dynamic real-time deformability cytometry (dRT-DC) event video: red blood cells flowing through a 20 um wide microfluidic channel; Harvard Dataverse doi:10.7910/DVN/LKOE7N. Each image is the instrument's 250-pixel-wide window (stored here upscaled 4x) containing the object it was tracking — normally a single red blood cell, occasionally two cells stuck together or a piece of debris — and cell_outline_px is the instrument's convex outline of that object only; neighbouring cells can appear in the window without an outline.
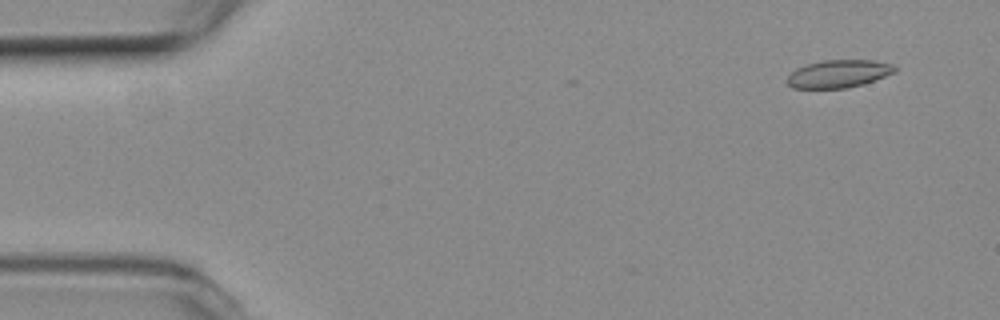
{"species": "common noctule bat (a hibernating species)", "species_latin": "Nyctalus noctula", "temperature_condition": "room temperature", "stored_images_in_passage": 6, "camera_frame_rate_fps": 3000, "um_per_image_px": 0.085, "animal": {"sex": "female", "body_mass_g": 19.3, "forearm_length_mm": 54.1}, "frame": {"image": 1, "passage_image": 1, "time_ms": 0.0, "image_size_px": [1000, 320], "cell_outline_px": [[896, 72], [876, 80], [864, 84], [848, 88], [792, 88], [784, 80], [796, 68], [820, 60], [872, 60], [892, 64], [896, 68]], "centroid_in_image_um": [71.28, 6.27], "position_along_channel_um": 13.7, "area_um2": 17.57}}